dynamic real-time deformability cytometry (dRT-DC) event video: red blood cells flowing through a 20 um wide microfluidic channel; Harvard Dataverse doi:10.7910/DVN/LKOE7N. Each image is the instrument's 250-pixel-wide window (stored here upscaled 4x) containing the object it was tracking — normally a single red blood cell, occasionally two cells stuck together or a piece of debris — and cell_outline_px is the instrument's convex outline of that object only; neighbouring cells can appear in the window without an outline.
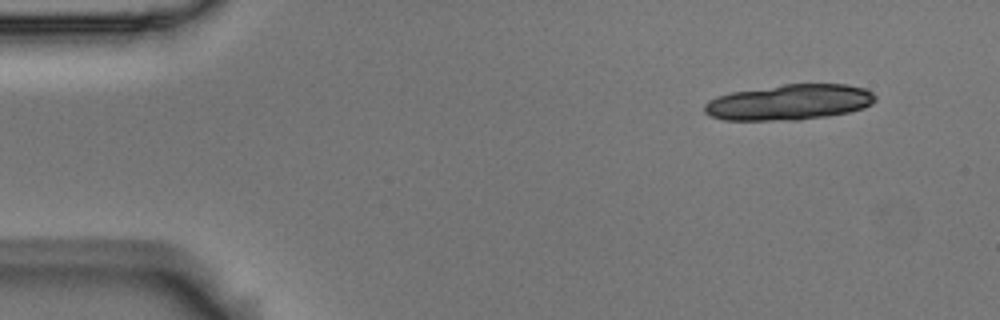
{"species": "Egyptian fruit bat (a non-hibernating species)", "species_latin": "Rousettus aegyptiacus", "temperature_condition": "room temperature", "stored_images_in_passage": 37, "camera_frame_rate_fps": 3000, "um_per_image_px": 0.085, "animal": {"sex": "male"}, "frame": {"image": 1, "passage_image": 1, "time_ms": 0.0, "image_size_px": [1000, 320], "cell_outline_px": [[876, 100], [872, 104], [864, 108], [848, 112], [828, 116], [800, 120], [724, 120], [708, 116], [704, 112], [704, 104], [708, 100], [716, 96], [732, 92], [784, 84], [848, 84], [864, 88], [872, 92], [876, 96]], "centroid_in_image_um": [67.08, 8.69], "position_along_channel_um": 17.9, "area_um2": 35.72}}